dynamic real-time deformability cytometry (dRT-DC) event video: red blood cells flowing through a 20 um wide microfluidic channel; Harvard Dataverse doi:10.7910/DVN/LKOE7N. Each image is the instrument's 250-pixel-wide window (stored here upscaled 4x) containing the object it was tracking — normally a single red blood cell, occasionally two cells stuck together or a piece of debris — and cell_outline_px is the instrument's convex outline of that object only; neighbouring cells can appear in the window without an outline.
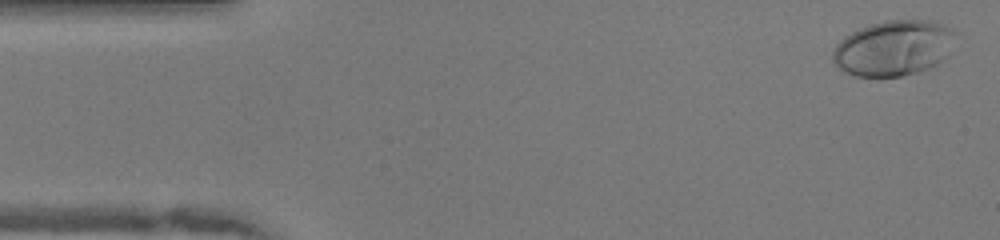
{"species": "human", "species_latin": "Homo sapiens", "temperature_condition": "warm", "stored_images_in_passage": 49, "camera_frame_rate_fps": 3000, "um_per_image_px": 0.085, "donor": {"sex": "female"}, "frame": {"image": 1, "passage_image": 2, "time_ms": 0.333, "image_size_px": [1000, 240], "cell_outline_px": [[960, 32], [948, 56], [936, 64], [928, 68], [916, 72], [900, 76], [856, 76], [844, 72], [836, 68], [832, 60], [832, 52], [836, 44], [844, 36], [860, 28], [884, 20], [932, 20], [948, 24]], "centroid_in_image_um": [76.01, 4.06], "position_along_channel_um": 9.0, "area_um2": 40.46}}
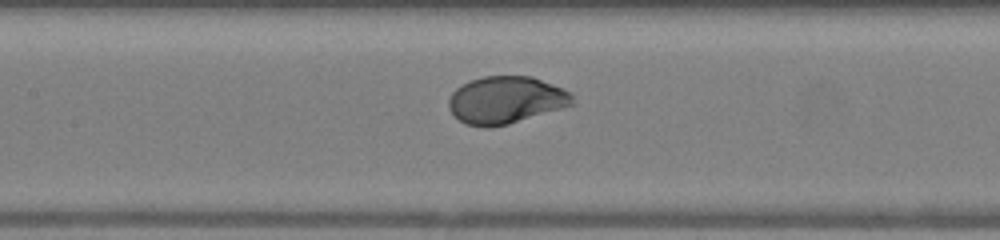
{"frame": {"image": 2, "passage_image": 22, "time_ms": 7.0, "image_size_px": [1000, 240], "cell_outline_px": [[576, 104], [564, 108], [508, 124], [488, 128], [484, 128], [464, 124], [448, 108], [448, 100], [452, 92], [456, 88], [468, 80], [484, 76], [532, 76], [564, 88], [572, 92]], "centroid_in_image_um": [43.03, 8.5], "position_along_channel_um": 164.4, "area_um2": 34.62}}
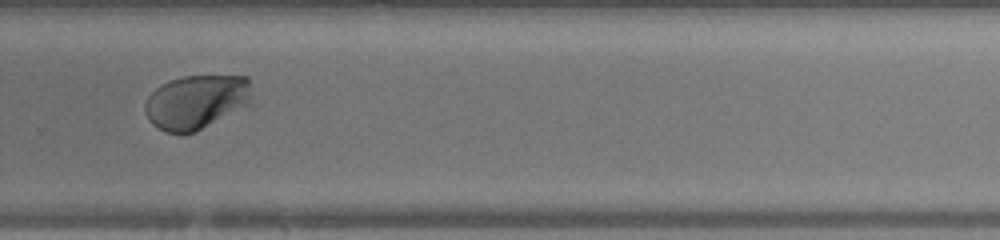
{"frame": {"image": 3, "passage_image": 33, "time_ms": 10.667, "image_size_px": [1000, 240], "cell_outline_px": [[256, 104], [196, 132], [164, 132], [152, 124], [148, 120], [144, 108], [148, 96], [160, 84], [184, 76], [248, 76]], "centroid_in_image_um": [16.79, 8.67], "position_along_channel_um": 313.0, "area_um2": 34.62}, "authors_computed_cell_mechanics": {"area_um2": 34.6222, "velocity_mm_per_s": 4.0685, "shape_relaxation_time_tau1_ms": 2.5379, "shape_relaxation_time_tau2_ms": null, "deformation_change_tau1": 0.1765, "deformation_change_tau2": null}}